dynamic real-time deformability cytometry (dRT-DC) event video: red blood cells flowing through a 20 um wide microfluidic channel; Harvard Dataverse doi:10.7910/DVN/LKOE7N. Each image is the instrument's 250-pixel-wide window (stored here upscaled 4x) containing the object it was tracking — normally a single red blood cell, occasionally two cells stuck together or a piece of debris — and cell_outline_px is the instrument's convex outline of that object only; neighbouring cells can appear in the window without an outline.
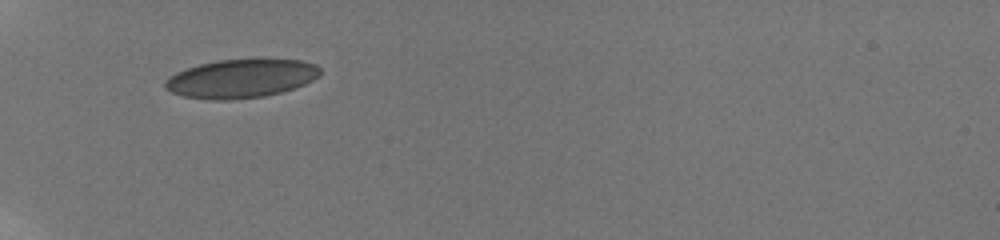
{"species": "human", "species_latin": "Homo sapiens", "temperature_condition": "room temperature", "stored_images_in_passage": 13, "camera_frame_rate_fps": 3000, "um_per_image_px": 0.085, "donor": {"sex": "male"}, "frame": {"image": 1, "passage_image": 1, "time_ms": 0.0, "image_size_px": [1000, 240], "cell_outline_px": [[320, 76], [304, 84], [280, 92], [264, 96], [232, 100], [212, 100], [184, 96], [172, 92], [164, 88], [164, 80], [176, 72], [200, 64], [220, 60], [300, 60], [316, 64], [320, 68]], "centroid_in_image_um": [20.47, 6.69], "position_along_channel_um": 64.5, "area_um2": 34.56}}
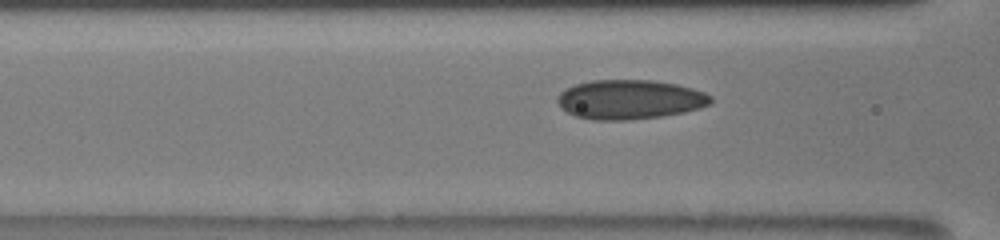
{"frame": {"image": 2, "passage_image": 8, "time_ms": 1.667, "image_size_px": [1000, 240], "cell_outline_px": [[712, 104], [700, 108], [684, 112], [660, 116], [628, 120], [592, 120], [576, 116], [560, 108], [556, 100], [556, 96], [564, 88], [576, 84], [592, 80], [652, 80], [676, 84], [692, 88], [704, 92], [712, 96]], "centroid_in_image_um": [53.51, 8.45], "position_along_channel_um": 113.1, "area_um2": 35.43}}